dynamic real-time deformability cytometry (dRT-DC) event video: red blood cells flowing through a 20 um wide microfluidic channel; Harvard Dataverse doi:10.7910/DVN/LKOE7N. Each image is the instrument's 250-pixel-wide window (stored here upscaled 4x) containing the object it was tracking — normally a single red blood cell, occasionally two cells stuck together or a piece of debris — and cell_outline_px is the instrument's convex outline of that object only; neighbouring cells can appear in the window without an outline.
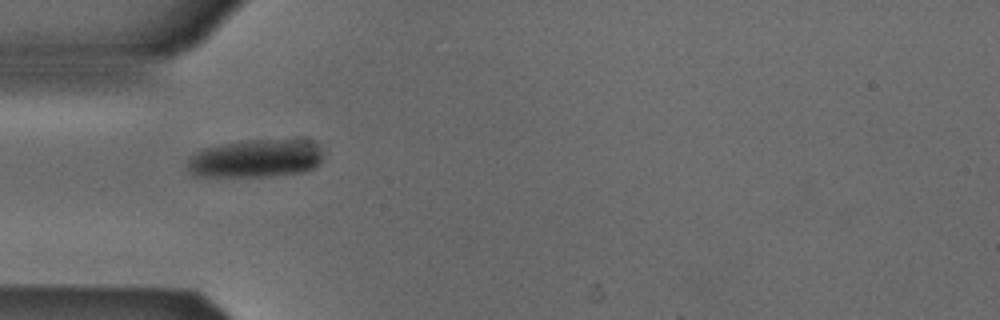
{"species": "Egyptian fruit bat (a non-hibernating species)", "species_latin": "Rousettus aegyptiacus", "temperature_condition": "cold", "stored_images_in_passage": 35, "camera_frame_rate_fps": 3000, "um_per_image_px": 0.085, "animal": {"sex": "male"}, "frame": {"image": 1, "passage_image": 1, "time_ms": 0.0, "image_size_px": [1000, 320], "cell_outline_px": [[324, 156], [320, 164], [316, 168], [304, 172], [272, 176], [192, 176], [188, 172], [188, 156], [204, 148], [224, 144], [248, 140], [312, 140], [324, 152]], "centroid_in_image_um": [21.78, 13.48], "position_along_channel_um": 63.2, "area_um2": 30.46}}
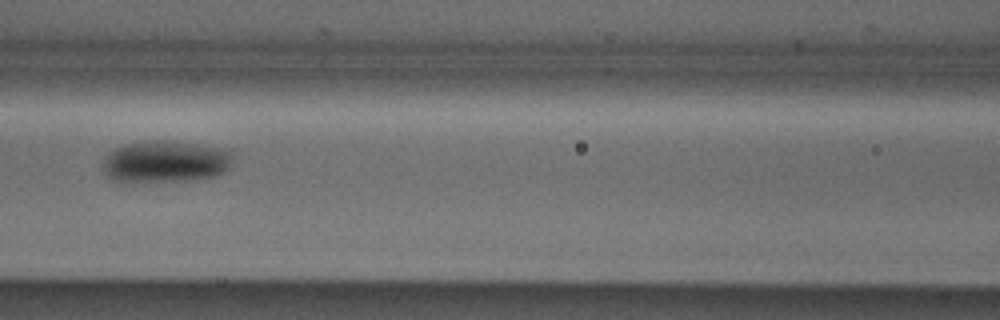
{"frame": {"image": 2, "passage_image": 8, "time_ms": 2.333, "image_size_px": [1000, 320], "cell_outline_px": [[228, 168], [224, 172], [216, 176], [196, 180], [124, 184], [120, 184], [112, 180], [104, 172], [104, 156], [108, 152], [116, 148], [128, 144], [144, 140], [172, 140], [196, 144], [216, 148], [228, 152]], "centroid_in_image_um": [13.92, 13.78], "position_along_channel_um": 152.7, "area_um2": 32.14}}
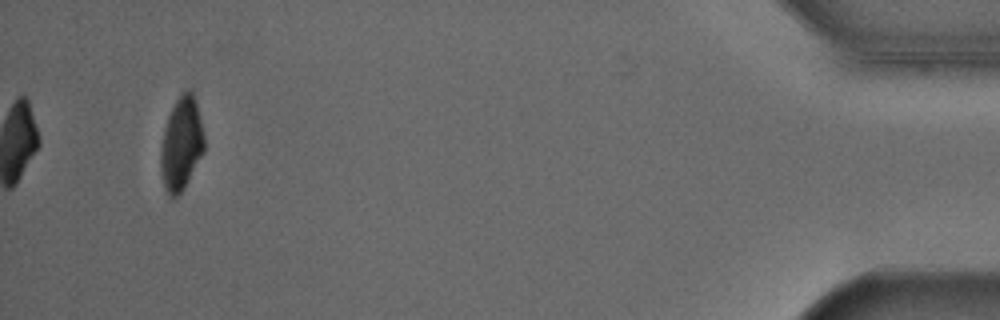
{"frame": {"image": 3, "passage_image": 35, "time_ms": 11.333, "image_size_px": [1000, 320], "cell_outline_px": [[204, 152], [184, 188], [172, 200], [168, 196], [164, 188], [160, 168], [160, 148], [164, 128], [168, 116], [176, 100], [188, 88], [192, 92], [196, 100], [204, 136]], "centroid_in_image_um": [15.4, 12.26], "position_along_channel_um": 419.8, "area_um2": 23.7}, "authors_computed_cell_mechanics": {"area_um2": 29.0734, "velocity_mm_per_s": 3.8705, "shape_relaxation_time_tau1_ms": 2.729, "shape_relaxation_time_tau2_ms": null, "deformation_change_tau1": 0.1008, "deformation_change_tau2": null}}